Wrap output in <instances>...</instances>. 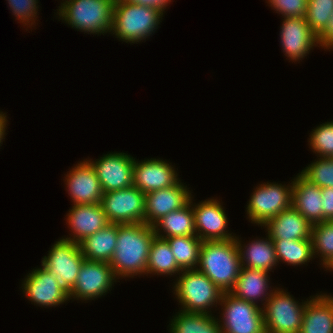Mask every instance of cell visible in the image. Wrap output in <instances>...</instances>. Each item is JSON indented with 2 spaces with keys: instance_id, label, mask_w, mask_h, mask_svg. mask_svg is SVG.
Wrapping results in <instances>:
<instances>
[{
  "instance_id": "cell-18",
  "label": "cell",
  "mask_w": 333,
  "mask_h": 333,
  "mask_svg": "<svg viewBox=\"0 0 333 333\" xmlns=\"http://www.w3.org/2000/svg\"><path fill=\"white\" fill-rule=\"evenodd\" d=\"M180 180L168 188L145 194V223L153 226L168 213L181 209L189 201L191 191Z\"/></svg>"
},
{
  "instance_id": "cell-25",
  "label": "cell",
  "mask_w": 333,
  "mask_h": 333,
  "mask_svg": "<svg viewBox=\"0 0 333 333\" xmlns=\"http://www.w3.org/2000/svg\"><path fill=\"white\" fill-rule=\"evenodd\" d=\"M118 236V224L109 223L105 228L83 239L79 245L88 261L110 263Z\"/></svg>"
},
{
  "instance_id": "cell-21",
  "label": "cell",
  "mask_w": 333,
  "mask_h": 333,
  "mask_svg": "<svg viewBox=\"0 0 333 333\" xmlns=\"http://www.w3.org/2000/svg\"><path fill=\"white\" fill-rule=\"evenodd\" d=\"M292 181L293 206L312 225L322 222L321 188L305 179L300 173Z\"/></svg>"
},
{
  "instance_id": "cell-40",
  "label": "cell",
  "mask_w": 333,
  "mask_h": 333,
  "mask_svg": "<svg viewBox=\"0 0 333 333\" xmlns=\"http://www.w3.org/2000/svg\"><path fill=\"white\" fill-rule=\"evenodd\" d=\"M8 120H7V115H6V113H3V112H1L0 111V146H1V144L3 143V139H5L4 138V136H5V134H6V125H8Z\"/></svg>"
},
{
  "instance_id": "cell-24",
  "label": "cell",
  "mask_w": 333,
  "mask_h": 333,
  "mask_svg": "<svg viewBox=\"0 0 333 333\" xmlns=\"http://www.w3.org/2000/svg\"><path fill=\"white\" fill-rule=\"evenodd\" d=\"M235 240L239 249L241 267L263 270L269 273L277 265L275 245L268 234L266 238L254 239L249 241L250 243H247V245H243L237 236Z\"/></svg>"
},
{
  "instance_id": "cell-36",
  "label": "cell",
  "mask_w": 333,
  "mask_h": 333,
  "mask_svg": "<svg viewBox=\"0 0 333 333\" xmlns=\"http://www.w3.org/2000/svg\"><path fill=\"white\" fill-rule=\"evenodd\" d=\"M268 4L283 17H304L308 0H268Z\"/></svg>"
},
{
  "instance_id": "cell-34",
  "label": "cell",
  "mask_w": 333,
  "mask_h": 333,
  "mask_svg": "<svg viewBox=\"0 0 333 333\" xmlns=\"http://www.w3.org/2000/svg\"><path fill=\"white\" fill-rule=\"evenodd\" d=\"M309 137V147L317 157L333 158V121L320 124Z\"/></svg>"
},
{
  "instance_id": "cell-35",
  "label": "cell",
  "mask_w": 333,
  "mask_h": 333,
  "mask_svg": "<svg viewBox=\"0 0 333 333\" xmlns=\"http://www.w3.org/2000/svg\"><path fill=\"white\" fill-rule=\"evenodd\" d=\"M8 1L9 7L15 15L16 19L19 20L24 27L31 28L35 25V20L38 18V0H6ZM37 16V17H36ZM31 22V23H30ZM29 25V26H28Z\"/></svg>"
},
{
  "instance_id": "cell-19",
  "label": "cell",
  "mask_w": 333,
  "mask_h": 333,
  "mask_svg": "<svg viewBox=\"0 0 333 333\" xmlns=\"http://www.w3.org/2000/svg\"><path fill=\"white\" fill-rule=\"evenodd\" d=\"M66 216V223L72 235L64 239L77 244L109 224L100 203L73 205Z\"/></svg>"
},
{
  "instance_id": "cell-10",
  "label": "cell",
  "mask_w": 333,
  "mask_h": 333,
  "mask_svg": "<svg viewBox=\"0 0 333 333\" xmlns=\"http://www.w3.org/2000/svg\"><path fill=\"white\" fill-rule=\"evenodd\" d=\"M100 204L109 223H145V194L134 185L103 193Z\"/></svg>"
},
{
  "instance_id": "cell-17",
  "label": "cell",
  "mask_w": 333,
  "mask_h": 333,
  "mask_svg": "<svg viewBox=\"0 0 333 333\" xmlns=\"http://www.w3.org/2000/svg\"><path fill=\"white\" fill-rule=\"evenodd\" d=\"M65 184L73 205L97 204L101 202L103 191L96 172L88 159L80 161L65 175Z\"/></svg>"
},
{
  "instance_id": "cell-23",
  "label": "cell",
  "mask_w": 333,
  "mask_h": 333,
  "mask_svg": "<svg viewBox=\"0 0 333 333\" xmlns=\"http://www.w3.org/2000/svg\"><path fill=\"white\" fill-rule=\"evenodd\" d=\"M299 333H333V296H312L304 308Z\"/></svg>"
},
{
  "instance_id": "cell-5",
  "label": "cell",
  "mask_w": 333,
  "mask_h": 333,
  "mask_svg": "<svg viewBox=\"0 0 333 333\" xmlns=\"http://www.w3.org/2000/svg\"><path fill=\"white\" fill-rule=\"evenodd\" d=\"M174 283L173 291L179 305H182L181 311L211 314V308L220 304L223 293L197 269L182 270Z\"/></svg>"
},
{
  "instance_id": "cell-29",
  "label": "cell",
  "mask_w": 333,
  "mask_h": 333,
  "mask_svg": "<svg viewBox=\"0 0 333 333\" xmlns=\"http://www.w3.org/2000/svg\"><path fill=\"white\" fill-rule=\"evenodd\" d=\"M275 245L276 258L292 266H300L315 258L311 239H271Z\"/></svg>"
},
{
  "instance_id": "cell-4",
  "label": "cell",
  "mask_w": 333,
  "mask_h": 333,
  "mask_svg": "<svg viewBox=\"0 0 333 333\" xmlns=\"http://www.w3.org/2000/svg\"><path fill=\"white\" fill-rule=\"evenodd\" d=\"M114 3L115 0H65L57 14L77 31L104 35L112 32Z\"/></svg>"
},
{
  "instance_id": "cell-38",
  "label": "cell",
  "mask_w": 333,
  "mask_h": 333,
  "mask_svg": "<svg viewBox=\"0 0 333 333\" xmlns=\"http://www.w3.org/2000/svg\"><path fill=\"white\" fill-rule=\"evenodd\" d=\"M318 38V47L327 49L333 48V13L328 22L327 27L317 36Z\"/></svg>"
},
{
  "instance_id": "cell-12",
  "label": "cell",
  "mask_w": 333,
  "mask_h": 333,
  "mask_svg": "<svg viewBox=\"0 0 333 333\" xmlns=\"http://www.w3.org/2000/svg\"><path fill=\"white\" fill-rule=\"evenodd\" d=\"M99 179L103 193L133 185L134 158L123 152H110L97 161L88 160Z\"/></svg>"
},
{
  "instance_id": "cell-32",
  "label": "cell",
  "mask_w": 333,
  "mask_h": 333,
  "mask_svg": "<svg viewBox=\"0 0 333 333\" xmlns=\"http://www.w3.org/2000/svg\"><path fill=\"white\" fill-rule=\"evenodd\" d=\"M333 13V0H308L305 20L318 36L328 25Z\"/></svg>"
},
{
  "instance_id": "cell-16",
  "label": "cell",
  "mask_w": 333,
  "mask_h": 333,
  "mask_svg": "<svg viewBox=\"0 0 333 333\" xmlns=\"http://www.w3.org/2000/svg\"><path fill=\"white\" fill-rule=\"evenodd\" d=\"M179 180L172 164L163 159L151 158L140 162L134 158L133 185L144 194L168 188Z\"/></svg>"
},
{
  "instance_id": "cell-14",
  "label": "cell",
  "mask_w": 333,
  "mask_h": 333,
  "mask_svg": "<svg viewBox=\"0 0 333 333\" xmlns=\"http://www.w3.org/2000/svg\"><path fill=\"white\" fill-rule=\"evenodd\" d=\"M283 18L280 31L282 50L289 60L297 62L319 45L318 38L304 17Z\"/></svg>"
},
{
  "instance_id": "cell-11",
  "label": "cell",
  "mask_w": 333,
  "mask_h": 333,
  "mask_svg": "<svg viewBox=\"0 0 333 333\" xmlns=\"http://www.w3.org/2000/svg\"><path fill=\"white\" fill-rule=\"evenodd\" d=\"M116 280L117 277L109 263L85 260L69 298L83 301L97 299L106 295Z\"/></svg>"
},
{
  "instance_id": "cell-26",
  "label": "cell",
  "mask_w": 333,
  "mask_h": 333,
  "mask_svg": "<svg viewBox=\"0 0 333 333\" xmlns=\"http://www.w3.org/2000/svg\"><path fill=\"white\" fill-rule=\"evenodd\" d=\"M192 198L191 195L190 201L184 207L168 213L153 225L156 237L165 239L174 236L196 235Z\"/></svg>"
},
{
  "instance_id": "cell-30",
  "label": "cell",
  "mask_w": 333,
  "mask_h": 333,
  "mask_svg": "<svg viewBox=\"0 0 333 333\" xmlns=\"http://www.w3.org/2000/svg\"><path fill=\"white\" fill-rule=\"evenodd\" d=\"M182 270L196 269L202 240L197 235L165 238ZM197 265V266H196Z\"/></svg>"
},
{
  "instance_id": "cell-33",
  "label": "cell",
  "mask_w": 333,
  "mask_h": 333,
  "mask_svg": "<svg viewBox=\"0 0 333 333\" xmlns=\"http://www.w3.org/2000/svg\"><path fill=\"white\" fill-rule=\"evenodd\" d=\"M315 161L305 167L300 174L320 188L333 187V158H318Z\"/></svg>"
},
{
  "instance_id": "cell-3",
  "label": "cell",
  "mask_w": 333,
  "mask_h": 333,
  "mask_svg": "<svg viewBox=\"0 0 333 333\" xmlns=\"http://www.w3.org/2000/svg\"><path fill=\"white\" fill-rule=\"evenodd\" d=\"M163 15L158 8L115 0L111 34L119 41L140 43L158 29Z\"/></svg>"
},
{
  "instance_id": "cell-13",
  "label": "cell",
  "mask_w": 333,
  "mask_h": 333,
  "mask_svg": "<svg viewBox=\"0 0 333 333\" xmlns=\"http://www.w3.org/2000/svg\"><path fill=\"white\" fill-rule=\"evenodd\" d=\"M194 226L196 235L204 241H224L235 239L232 233H228V218L224 207L217 199H208L199 204H193Z\"/></svg>"
},
{
  "instance_id": "cell-15",
  "label": "cell",
  "mask_w": 333,
  "mask_h": 333,
  "mask_svg": "<svg viewBox=\"0 0 333 333\" xmlns=\"http://www.w3.org/2000/svg\"><path fill=\"white\" fill-rule=\"evenodd\" d=\"M22 287L28 300L41 307H56L70 300L69 296L59 288L55 276L43 266L33 269L25 277Z\"/></svg>"
},
{
  "instance_id": "cell-27",
  "label": "cell",
  "mask_w": 333,
  "mask_h": 333,
  "mask_svg": "<svg viewBox=\"0 0 333 333\" xmlns=\"http://www.w3.org/2000/svg\"><path fill=\"white\" fill-rule=\"evenodd\" d=\"M171 319L170 333H222L219 319L213 314L177 312Z\"/></svg>"
},
{
  "instance_id": "cell-22",
  "label": "cell",
  "mask_w": 333,
  "mask_h": 333,
  "mask_svg": "<svg viewBox=\"0 0 333 333\" xmlns=\"http://www.w3.org/2000/svg\"><path fill=\"white\" fill-rule=\"evenodd\" d=\"M269 280L270 277L267 271L241 267L235 285L229 293L238 299L252 302L256 305L258 304L257 301H261V303L263 302L262 305H265L275 291L274 288L272 290L269 286ZM268 290L269 293L267 292Z\"/></svg>"
},
{
  "instance_id": "cell-31",
  "label": "cell",
  "mask_w": 333,
  "mask_h": 333,
  "mask_svg": "<svg viewBox=\"0 0 333 333\" xmlns=\"http://www.w3.org/2000/svg\"><path fill=\"white\" fill-rule=\"evenodd\" d=\"M313 254L320 255L321 265L327 270L333 264V221L312 225Z\"/></svg>"
},
{
  "instance_id": "cell-7",
  "label": "cell",
  "mask_w": 333,
  "mask_h": 333,
  "mask_svg": "<svg viewBox=\"0 0 333 333\" xmlns=\"http://www.w3.org/2000/svg\"><path fill=\"white\" fill-rule=\"evenodd\" d=\"M301 304L289 292L277 288L262 306L266 333H299L304 308L307 302Z\"/></svg>"
},
{
  "instance_id": "cell-20",
  "label": "cell",
  "mask_w": 333,
  "mask_h": 333,
  "mask_svg": "<svg viewBox=\"0 0 333 333\" xmlns=\"http://www.w3.org/2000/svg\"><path fill=\"white\" fill-rule=\"evenodd\" d=\"M264 226L271 239H311L312 224L293 206L281 211Z\"/></svg>"
},
{
  "instance_id": "cell-39",
  "label": "cell",
  "mask_w": 333,
  "mask_h": 333,
  "mask_svg": "<svg viewBox=\"0 0 333 333\" xmlns=\"http://www.w3.org/2000/svg\"><path fill=\"white\" fill-rule=\"evenodd\" d=\"M124 1L136 4V5H143V6L158 8L162 12L165 11L167 6L171 2V0H124Z\"/></svg>"
},
{
  "instance_id": "cell-9",
  "label": "cell",
  "mask_w": 333,
  "mask_h": 333,
  "mask_svg": "<svg viewBox=\"0 0 333 333\" xmlns=\"http://www.w3.org/2000/svg\"><path fill=\"white\" fill-rule=\"evenodd\" d=\"M292 201V182L290 185L264 182L256 187L247 203V215L251 223L266 224L281 211L289 208Z\"/></svg>"
},
{
  "instance_id": "cell-2",
  "label": "cell",
  "mask_w": 333,
  "mask_h": 333,
  "mask_svg": "<svg viewBox=\"0 0 333 333\" xmlns=\"http://www.w3.org/2000/svg\"><path fill=\"white\" fill-rule=\"evenodd\" d=\"M198 267L196 269L205 274L222 293H229L241 270L236 240L202 242Z\"/></svg>"
},
{
  "instance_id": "cell-1",
  "label": "cell",
  "mask_w": 333,
  "mask_h": 333,
  "mask_svg": "<svg viewBox=\"0 0 333 333\" xmlns=\"http://www.w3.org/2000/svg\"><path fill=\"white\" fill-rule=\"evenodd\" d=\"M155 237L153 226L146 223L118 224L116 248L109 263L117 279L146 274Z\"/></svg>"
},
{
  "instance_id": "cell-41",
  "label": "cell",
  "mask_w": 333,
  "mask_h": 333,
  "mask_svg": "<svg viewBox=\"0 0 333 333\" xmlns=\"http://www.w3.org/2000/svg\"><path fill=\"white\" fill-rule=\"evenodd\" d=\"M327 270L332 271L333 270V264Z\"/></svg>"
},
{
  "instance_id": "cell-37",
  "label": "cell",
  "mask_w": 333,
  "mask_h": 333,
  "mask_svg": "<svg viewBox=\"0 0 333 333\" xmlns=\"http://www.w3.org/2000/svg\"><path fill=\"white\" fill-rule=\"evenodd\" d=\"M322 222L333 221V187L321 188Z\"/></svg>"
},
{
  "instance_id": "cell-28",
  "label": "cell",
  "mask_w": 333,
  "mask_h": 333,
  "mask_svg": "<svg viewBox=\"0 0 333 333\" xmlns=\"http://www.w3.org/2000/svg\"><path fill=\"white\" fill-rule=\"evenodd\" d=\"M182 269L178 266L168 242L155 237L150 247L147 260L146 274L174 275L180 274Z\"/></svg>"
},
{
  "instance_id": "cell-6",
  "label": "cell",
  "mask_w": 333,
  "mask_h": 333,
  "mask_svg": "<svg viewBox=\"0 0 333 333\" xmlns=\"http://www.w3.org/2000/svg\"><path fill=\"white\" fill-rule=\"evenodd\" d=\"M48 252L42 258L41 266L55 276L59 288L70 297L82 263L86 260L80 245L62 237Z\"/></svg>"
},
{
  "instance_id": "cell-8",
  "label": "cell",
  "mask_w": 333,
  "mask_h": 333,
  "mask_svg": "<svg viewBox=\"0 0 333 333\" xmlns=\"http://www.w3.org/2000/svg\"><path fill=\"white\" fill-rule=\"evenodd\" d=\"M219 305L223 309L219 320L222 333H266L260 305L238 299L230 293L222 294Z\"/></svg>"
}]
</instances>
